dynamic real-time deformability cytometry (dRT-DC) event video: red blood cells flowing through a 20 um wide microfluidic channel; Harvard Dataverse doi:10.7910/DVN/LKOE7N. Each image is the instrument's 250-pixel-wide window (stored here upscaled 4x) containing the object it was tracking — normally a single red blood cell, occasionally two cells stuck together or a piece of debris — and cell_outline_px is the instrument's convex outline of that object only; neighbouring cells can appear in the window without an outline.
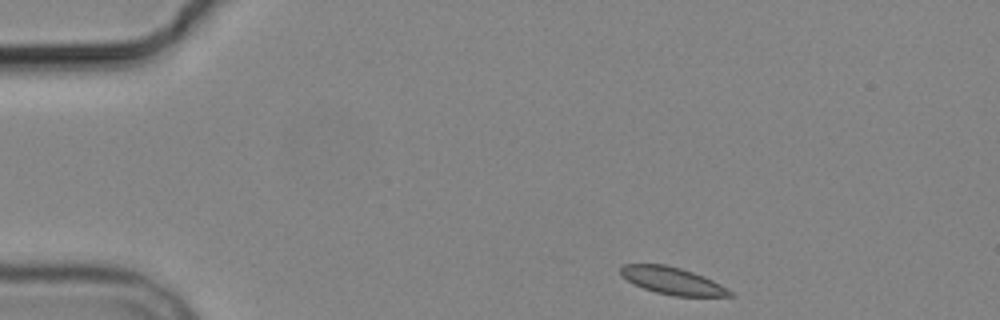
{"species": "common noctule bat (a hibernating species)", "species_latin": "Nyctalus noctula", "temperature_condition": "cold", "stored_images_in_passage": 3, "camera_frame_rate_fps": 3000, "um_per_image_px": 0.085, "animal": {"sex": "male", "body_mass_g": 19.2, "forearm_length_mm": 51.8}, "frame": {"image": 1, "passage_image": 1, "time_ms": 0.0, "image_size_px": [1000, 320], "cell_outline_px": [[736, 296], [672, 296], [656, 292], [644, 288], [620, 276], [620, 268], [624, 264], [664, 264], [680, 268], [704, 276], [728, 288]], "centroid_in_image_um": [57.17, 23.87], "position_along_channel_um": 27.8, "area_um2": 17.22}}
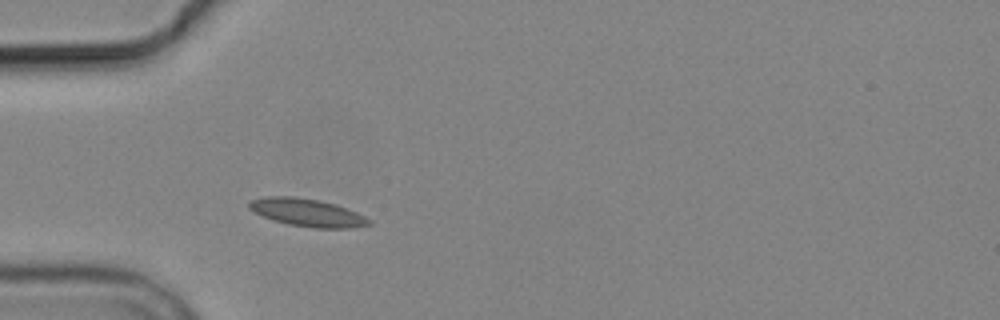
{"frame": {"image": 2, "passage_image": 3, "time_ms": 2.667, "image_size_px": [1000, 320], "cell_outline_px": [[372, 224], [352, 228], [312, 228], [288, 224], [272, 220], [248, 208], [248, 200], [264, 196], [292, 196], [320, 200], [336, 204], [356, 212], [372, 220]], "centroid_in_image_um": [26.11, 18.06], "position_along_channel_um": 58.9, "area_um2": 19.54}}